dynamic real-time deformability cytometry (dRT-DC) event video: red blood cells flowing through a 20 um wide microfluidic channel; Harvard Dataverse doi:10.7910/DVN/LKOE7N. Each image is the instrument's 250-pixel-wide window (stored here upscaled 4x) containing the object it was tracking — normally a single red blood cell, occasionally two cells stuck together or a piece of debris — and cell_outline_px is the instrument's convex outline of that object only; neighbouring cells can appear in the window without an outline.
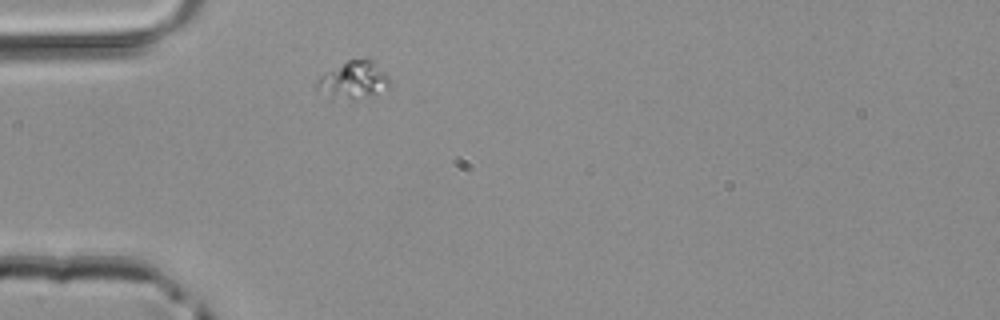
{"species": "common noctule bat (a hibernating species)", "species_latin": "Nyctalus noctula", "temperature_condition": "room temperature", "stored_images_in_passage": 36, "camera_frame_rate_fps": 3000, "um_per_image_px": 0.085, "animal": {"sex": "male", "body_mass_g": 20.4}, "frame": {"image": 1, "passage_image": 1, "time_ms": 0.0, "image_size_px": [1000, 320], "cell_outline_px": [[388, 84], [372, 96], [352, 100], [332, 96], [316, 88], [316, 80], [324, 72], [348, 60], [372, 56], [388, 76]], "centroid_in_image_um": [30.06, 6.74], "position_along_channel_um": 54.9, "area_um2": 15.84}}
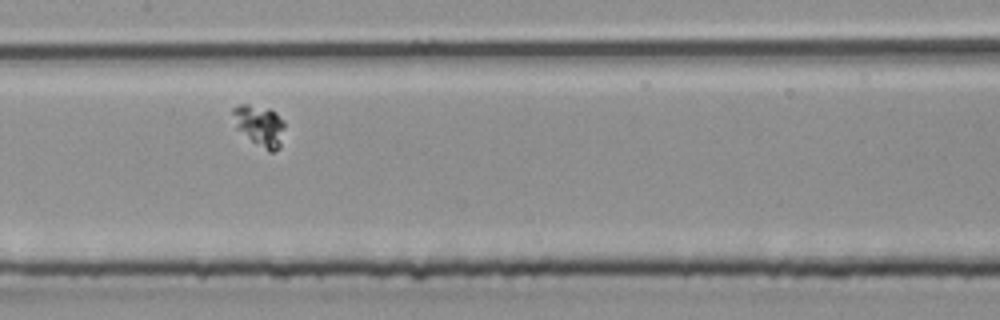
{"frame": {"image": 2, "passage_image": 11, "time_ms": 3.333, "image_size_px": [1000, 320], "cell_outline_px": [[284, 128], [280, 144], [272, 152], [268, 152], [236, 128], [232, 112], [232, 108], [240, 104], [248, 104], [268, 108], [276, 112], [284, 120]], "centroid_in_image_um": [22.06, 10.64], "position_along_channel_um": 185.3, "area_um2": 12.2}}
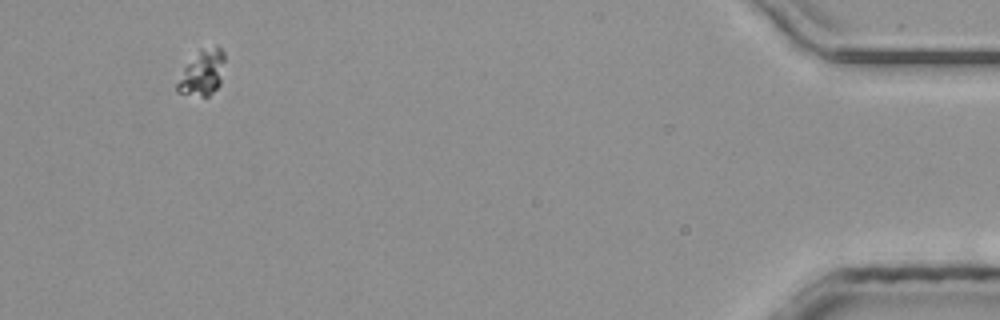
{"frame": {"image": 3, "passage_image": 33, "time_ms": 10.667, "image_size_px": [1000, 320], "cell_outline_px": [[224, 60], [220, 84], [208, 96], [200, 96], [176, 92], [176, 84], [184, 68], [200, 48], [216, 44], [224, 52]], "centroid_in_image_um": [17.2, 6.15], "position_along_channel_um": 418.0, "area_um2": 12.54}}